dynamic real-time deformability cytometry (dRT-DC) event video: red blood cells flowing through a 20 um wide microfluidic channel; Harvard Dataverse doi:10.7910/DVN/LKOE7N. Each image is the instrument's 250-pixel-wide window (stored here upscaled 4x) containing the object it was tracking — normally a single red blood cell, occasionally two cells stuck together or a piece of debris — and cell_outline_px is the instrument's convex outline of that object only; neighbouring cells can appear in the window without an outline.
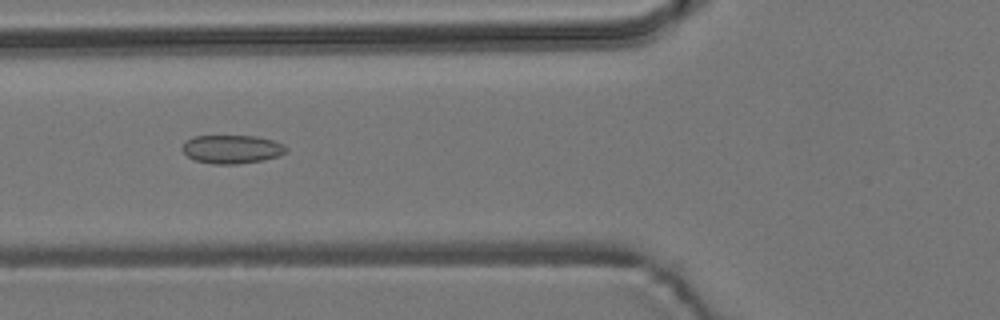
{"species": "common noctule bat (a hibernating species)", "species_latin": "Nyctalus noctula", "temperature_condition": "room temperature", "stored_images_in_passage": 5, "camera_frame_rate_fps": 3000, "um_per_image_px": 0.085, "animal": {"sex": "male", "body_mass_g": 19.2, "forearm_length_mm": 51.8}, "frame": {"image": 1, "passage_image": 4, "time_ms": 3.333, "image_size_px": [1000, 320], "cell_outline_px": [[288, 152], [280, 156], [264, 160], [236, 164], [212, 164], [192, 160], [180, 148], [192, 136], [256, 136], [272, 140], [284, 144], [288, 148]], "centroid_in_image_um": [19.74, 12.69], "position_along_channel_um": 106.1, "area_um2": 17.46}}
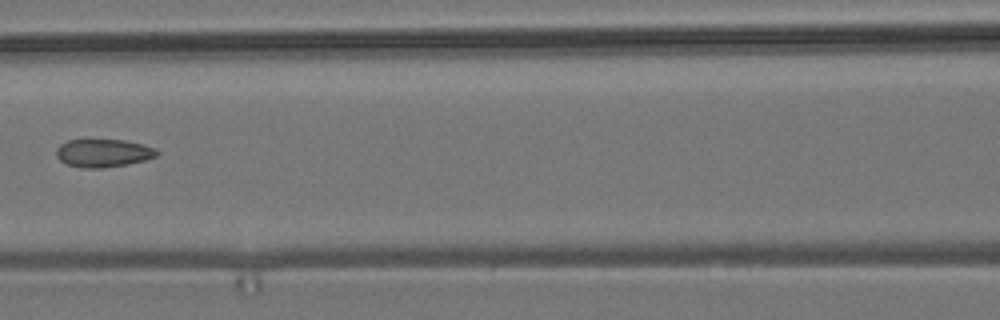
{"frame": {"image": 2, "passage_image": 5, "time_ms": 4.667, "image_size_px": [1000, 320], "cell_outline_px": [[160, 152], [156, 156], [144, 160], [128, 164], [104, 168], [84, 168], [64, 164], [56, 156], [56, 148], [60, 144], [68, 140], [124, 140], [144, 144], [156, 148]], "centroid_in_image_um": [8.77, 13.01], "position_along_channel_um": 157.8, "area_um2": 16.59}}